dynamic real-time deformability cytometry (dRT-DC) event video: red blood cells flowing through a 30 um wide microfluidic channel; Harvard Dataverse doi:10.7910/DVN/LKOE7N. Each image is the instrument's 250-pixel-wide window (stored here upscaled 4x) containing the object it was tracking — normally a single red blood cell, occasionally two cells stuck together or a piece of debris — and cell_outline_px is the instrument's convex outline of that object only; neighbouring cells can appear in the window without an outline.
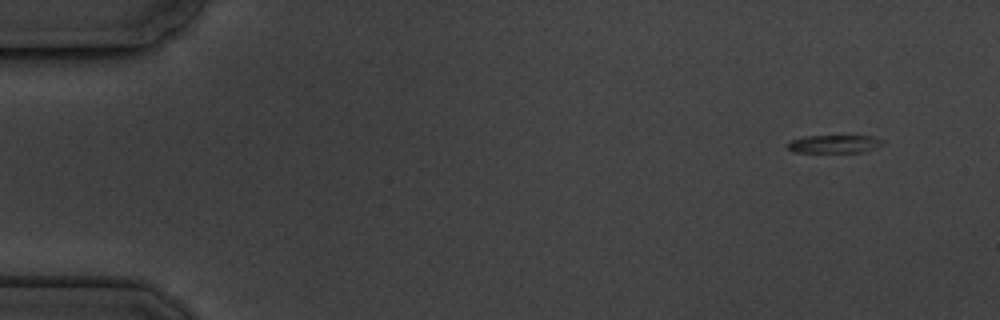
{"species": "common noctule bat (a hibernating species)", "species_latin": "Nyctalus noctula", "temperature_condition": "cold", "stored_images_in_passage": 5, "segment_of_instrument_passage": [1, 2], "camera_frame_rate_fps": 3000, "um_per_image_px": 0.085, "animal": {"sex": "male", "body_mass_g": 19.5, "forearm_length_mm": 54.6}, "frame": {"image": 1, "passage_image": 1, "time_ms": 0.0, "image_size_px": [1000, 320], "cell_outline_px": [[884, 144], [860, 152], [796, 152], [788, 148], [784, 144], [788, 140], [804, 136], [872, 136], [884, 140]], "centroid_in_image_um": [70.84, 12.22], "position_along_channel_um": 14.2, "area_um2": 10.0}}